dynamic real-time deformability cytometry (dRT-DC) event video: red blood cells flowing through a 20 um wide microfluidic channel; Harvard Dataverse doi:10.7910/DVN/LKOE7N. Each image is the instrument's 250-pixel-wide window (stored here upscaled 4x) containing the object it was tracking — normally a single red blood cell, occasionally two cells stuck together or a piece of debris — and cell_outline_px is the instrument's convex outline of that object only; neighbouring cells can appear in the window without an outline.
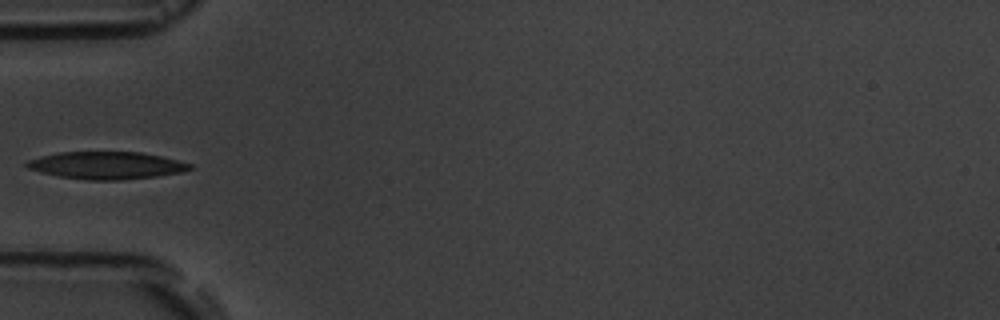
{"species": "common noctule bat (a hibernating species)", "species_latin": "Nyctalus noctula", "temperature_condition": "room temperature", "stored_images_in_passage": 4, "camera_frame_rate_fps": 3000, "um_per_image_px": 0.085, "animal": {"sex": "male", "body_mass_g": 19.5, "forearm_length_mm": 54.6}, "frame": {"image": 1, "passage_image": 4, "time_ms": 3.333, "image_size_px": [1000, 320], "cell_outline_px": [[192, 168], [184, 172], [156, 176], [120, 180], [88, 180], [60, 176], [28, 168], [24, 164], [28, 160], [40, 156], [60, 152], [140, 152], [160, 156], [192, 164]], "centroid_in_image_um": [9.07, 14.05], "position_along_channel_um": 75.9, "area_um2": 25.78}}